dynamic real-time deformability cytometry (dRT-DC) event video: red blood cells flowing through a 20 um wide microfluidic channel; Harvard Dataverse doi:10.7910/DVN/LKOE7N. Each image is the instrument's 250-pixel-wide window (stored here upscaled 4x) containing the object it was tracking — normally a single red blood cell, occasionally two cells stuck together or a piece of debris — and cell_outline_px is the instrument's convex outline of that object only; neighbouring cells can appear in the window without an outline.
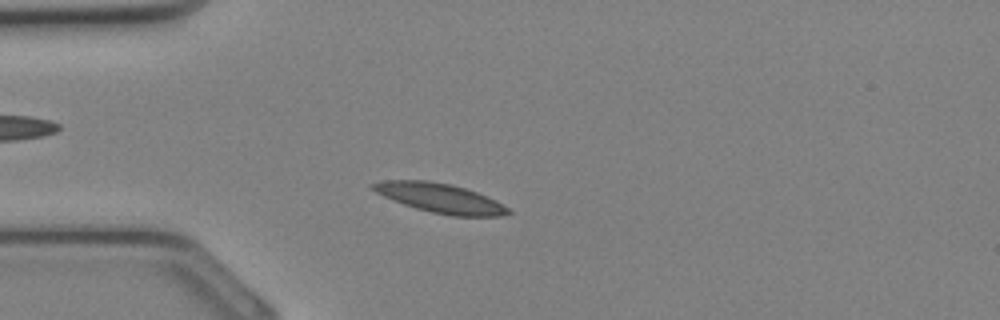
{"species": "Egyptian fruit bat (a non-hibernating species)", "species_latin": "Rousettus aegyptiacus", "temperature_condition": "cold", "stored_images_in_passage": 31, "camera_frame_rate_fps": 3000, "um_per_image_px": 0.085, "animal": {"sex": "female"}, "frame": {"image": 1, "passage_image": 6, "time_ms": 1.667, "image_size_px": [1000, 320], "cell_outline_px": [[512, 212], [500, 216], [452, 216], [432, 212], [416, 208], [392, 200], [376, 192], [368, 184], [384, 180], [428, 180], [452, 184], [476, 192], [496, 200], [508, 208]], "centroid_in_image_um": [37.39, 16.83], "position_along_channel_um": 47.6, "area_um2": 23.06}}
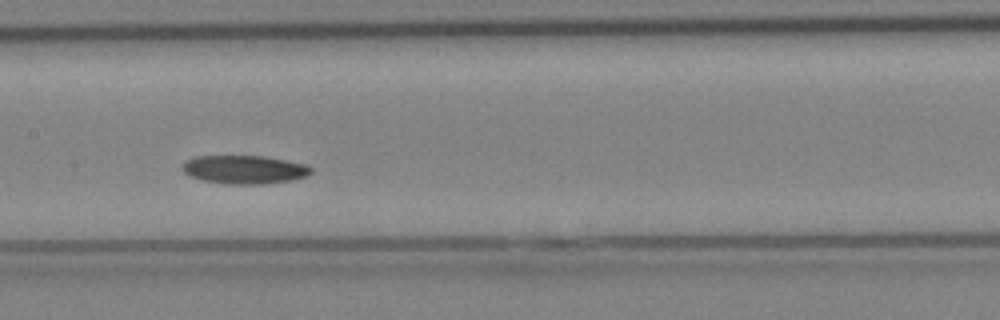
{"frame": {"image": 2, "passage_image": 14, "time_ms": 4.333, "image_size_px": [1000, 320], "cell_outline_px": [[312, 172], [308, 176], [292, 180], [264, 184], [228, 184], [200, 180], [188, 176], [180, 168], [184, 160], [196, 156], [264, 156], [304, 164], [312, 168]], "centroid_in_image_um": [20.72, 14.42], "position_along_channel_um": 186.7, "area_um2": 21.56}}
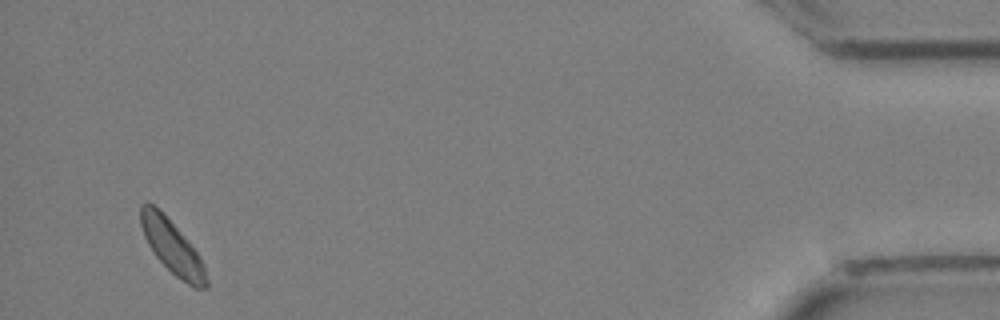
{"frame": {"image": 3, "passage_image": 30, "time_ms": 9.667, "image_size_px": [1000, 320], "cell_outline_px": [[208, 288], [196, 288], [188, 284], [176, 276], [156, 256], [148, 244], [144, 236], [140, 224], [140, 204], [152, 204], [180, 232], [196, 252], [204, 264], [208, 280]], "centroid_in_image_um": [14.64, 21.04], "position_along_channel_um": 420.6, "area_um2": 19.71}}